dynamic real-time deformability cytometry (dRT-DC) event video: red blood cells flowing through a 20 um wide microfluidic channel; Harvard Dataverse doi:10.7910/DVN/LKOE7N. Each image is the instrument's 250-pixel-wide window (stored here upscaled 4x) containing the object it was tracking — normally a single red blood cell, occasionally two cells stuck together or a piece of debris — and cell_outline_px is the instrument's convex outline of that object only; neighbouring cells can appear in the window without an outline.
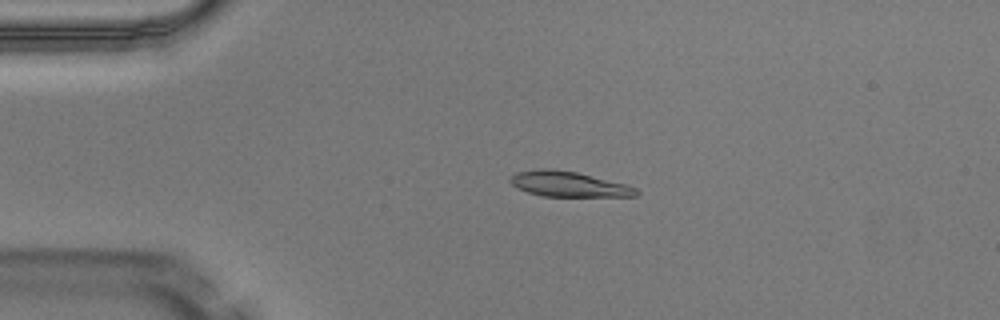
{"species": "Egyptian fruit bat (a non-hibernating species)", "species_latin": "Rousettus aegyptiacus", "temperature_condition": "warm", "stored_images_in_passage": 3, "camera_frame_rate_fps": 3000, "um_per_image_px": 0.085, "animal": {"sex": "male"}, "frame": {"image": 1, "passage_image": 2, "time_ms": 0.333, "image_size_px": [1000, 320], "cell_outline_px": [[640, 192], [636, 196], [544, 196], [528, 192], [516, 188], [508, 180], [516, 172], [540, 168], [548, 168], [576, 172], [628, 184], [636, 188]], "centroid_in_image_um": [48.33, 15.64], "position_along_channel_um": 36.7, "area_um2": 18.55}}